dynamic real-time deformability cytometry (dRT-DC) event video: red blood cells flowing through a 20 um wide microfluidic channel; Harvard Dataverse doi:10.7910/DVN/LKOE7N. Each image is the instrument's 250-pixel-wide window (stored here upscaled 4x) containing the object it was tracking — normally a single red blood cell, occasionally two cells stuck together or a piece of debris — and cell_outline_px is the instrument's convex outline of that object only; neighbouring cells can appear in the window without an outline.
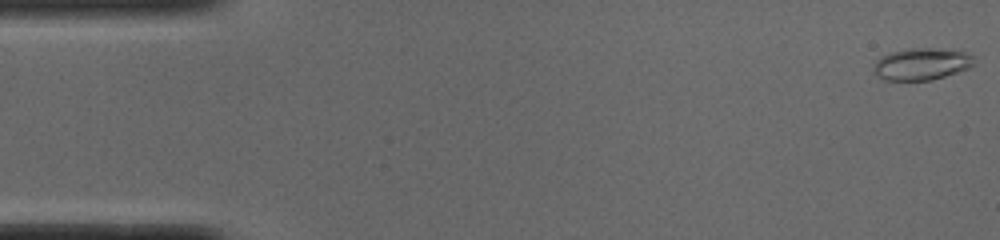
{"species": "common noctule bat (a hibernating species)", "species_latin": "Nyctalus noctula", "temperature_condition": "cold", "stored_images_in_passage": 51, "camera_frame_rate_fps": 3000, "um_per_image_px": 0.085, "animal": {"sex": "male", "body_mass_g": 19.0, "forearm_length_mm": 50.8}, "frame": {"image": 1, "passage_image": 1, "time_ms": 0.0, "image_size_px": [1000, 240], "cell_outline_px": [[972, 64], [968, 68], [932, 80], [884, 80], [876, 76], [872, 72], [876, 60], [880, 56], [892, 52], [908, 48], [932, 48], [964, 52], [972, 56]], "centroid_in_image_um": [78.25, 5.45], "position_along_channel_um": 6.8, "area_um2": 18.5}}
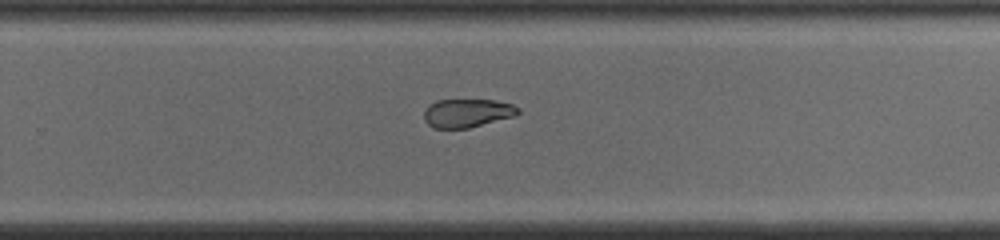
{"frame": {"image": 2, "passage_image": 33, "time_ms": 10.667, "image_size_px": [1000, 240], "cell_outline_px": [[520, 112], [516, 116], [468, 128], [432, 128], [424, 120], [424, 112], [428, 104], [436, 100], [492, 100], [512, 104], [520, 108]], "centroid_in_image_um": [39.71, 9.61], "position_along_channel_um": 290.1, "area_um2": 15.72}}
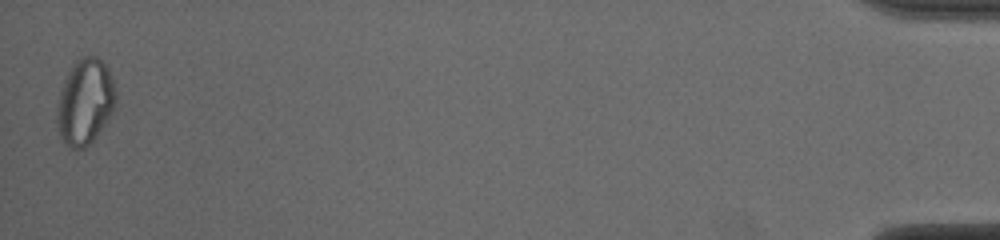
{"frame": {"image": 3, "passage_image": 51, "time_ms": 16.667, "image_size_px": [1000, 240], "cell_outline_px": [[116, 108], [96, 136], [84, 148], [72, 148], [60, 140], [56, 120], [56, 108], [60, 92], [64, 80], [68, 72], [76, 60], [80, 56], [96, 56], [104, 64], [112, 80], [116, 92]], "centroid_in_image_um": [7.21, 8.67], "position_along_channel_um": 428.0, "area_um2": 29.36}, "authors_computed_cell_mechanics": {"area_um2": 17.9758, "velocity_mm_per_s": 3.8921, "shape_relaxation_time_tau1_ms": null, "shape_relaxation_time_tau2_ms": 5.0108, "deformation_change_tau1": null, "deformation_change_tau2": 0.1142}}